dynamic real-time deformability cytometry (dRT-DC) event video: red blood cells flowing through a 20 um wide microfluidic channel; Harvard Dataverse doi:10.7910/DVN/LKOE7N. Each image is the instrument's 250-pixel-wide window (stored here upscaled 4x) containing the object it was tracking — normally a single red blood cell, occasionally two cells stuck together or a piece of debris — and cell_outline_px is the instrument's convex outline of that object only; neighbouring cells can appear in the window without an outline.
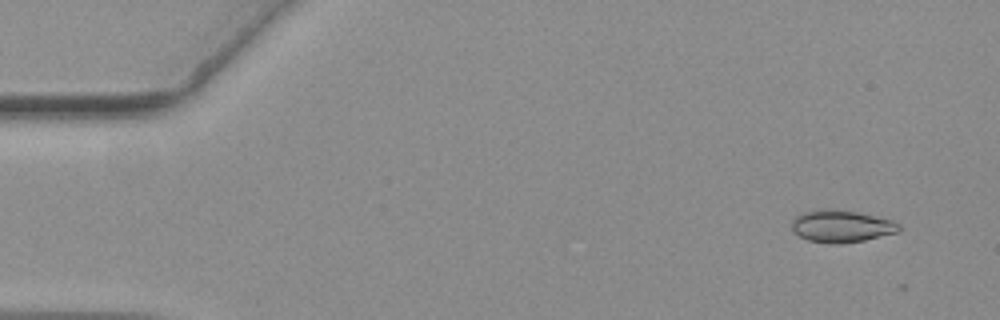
{"species": "common noctule bat (a hibernating species)", "species_latin": "Nyctalus noctula", "temperature_condition": "warm", "stored_images_in_passage": 2, "camera_frame_rate_fps": 3000, "um_per_image_px": 0.085, "animal": {"sex": "female", "body_mass_g": 19.3, "forearm_length_mm": 54.1}, "frame": {"image": 1, "passage_image": 1, "time_ms": 0.0, "image_size_px": [1000, 320], "cell_outline_px": [[900, 228], [896, 232], [864, 240], [840, 244], [832, 244], [808, 240], [800, 236], [792, 228], [792, 220], [796, 216], [804, 212], [856, 212], [892, 220], [900, 224]], "centroid_in_image_um": [71.54, 19.28], "position_along_channel_um": 13.5, "area_um2": 19.07}}